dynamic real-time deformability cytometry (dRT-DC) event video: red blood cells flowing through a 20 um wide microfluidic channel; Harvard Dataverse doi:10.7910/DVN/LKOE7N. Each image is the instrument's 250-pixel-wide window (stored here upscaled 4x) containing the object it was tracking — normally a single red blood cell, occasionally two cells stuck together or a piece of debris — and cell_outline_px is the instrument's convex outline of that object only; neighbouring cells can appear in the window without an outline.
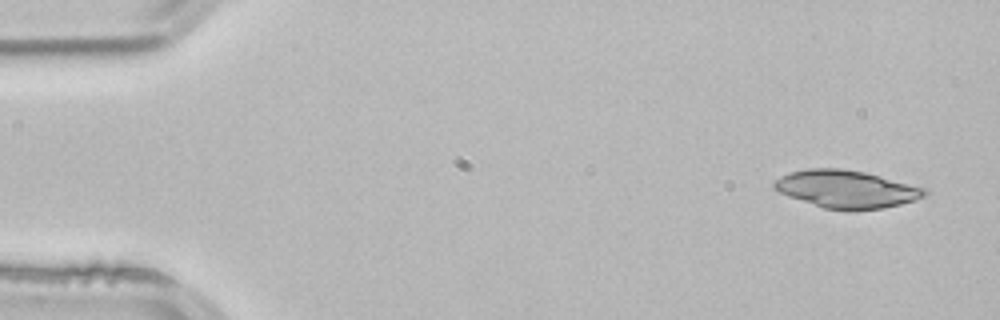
{"species": "common noctule bat (a hibernating species)", "species_latin": "Nyctalus noctula", "temperature_condition": "room temperature", "stored_images_in_passage": 3, "camera_frame_rate_fps": 3000, "um_per_image_px": 0.085, "animal": {"sex": "male", "body_mass_g": 21.5, "forearm_length_mm": 52.0}, "frame": {"image": 1, "passage_image": 1, "time_ms": 0.0, "image_size_px": [1000, 320], "cell_outline_px": [[928, 192], [924, 196], [900, 204], [884, 208], [824, 208], [788, 196], [772, 188], [772, 184], [780, 176], [788, 172], [808, 168], [840, 168], [864, 172], [880, 176], [924, 188]], "centroid_in_image_um": [71.87, 16.04], "position_along_channel_um": 13.1, "area_um2": 32.19}}